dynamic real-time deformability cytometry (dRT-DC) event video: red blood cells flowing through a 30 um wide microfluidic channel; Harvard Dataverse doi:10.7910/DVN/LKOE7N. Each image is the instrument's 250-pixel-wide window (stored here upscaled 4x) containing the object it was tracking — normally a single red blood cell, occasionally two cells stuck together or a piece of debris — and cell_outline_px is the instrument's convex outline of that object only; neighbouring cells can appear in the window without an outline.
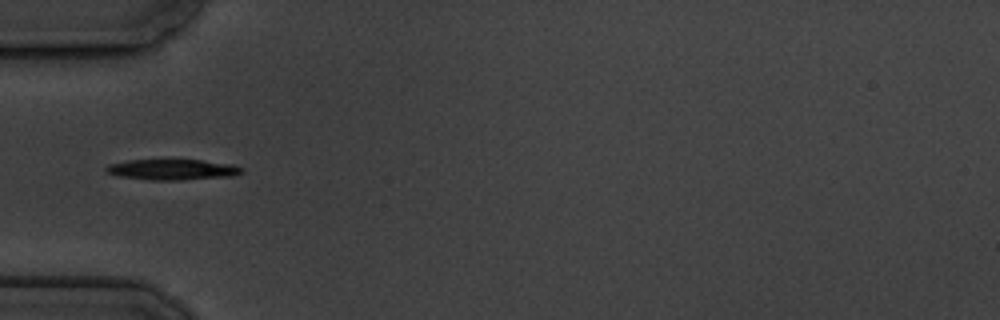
{"species": "common noctule bat (a hibernating species)", "species_latin": "Nyctalus noctula", "temperature_condition": "cold", "stored_images_in_passage": 7, "camera_frame_rate_fps": 3000, "um_per_image_px": 0.085, "animal": {"sex": "male", "body_mass_g": 19.5, "forearm_length_mm": 54.6}, "frame": {"image": 1, "passage_image": 6, "time_ms": 5.667, "image_size_px": [1000, 320], "cell_outline_px": [[244, 172], [232, 176], [180, 180], [152, 180], [120, 176], [108, 172], [104, 168], [108, 164], [128, 160], [200, 160], [236, 164], [244, 168]], "centroid_in_image_um": [14.72, 14.41], "position_along_channel_um": 70.3, "area_um2": 16.36}}